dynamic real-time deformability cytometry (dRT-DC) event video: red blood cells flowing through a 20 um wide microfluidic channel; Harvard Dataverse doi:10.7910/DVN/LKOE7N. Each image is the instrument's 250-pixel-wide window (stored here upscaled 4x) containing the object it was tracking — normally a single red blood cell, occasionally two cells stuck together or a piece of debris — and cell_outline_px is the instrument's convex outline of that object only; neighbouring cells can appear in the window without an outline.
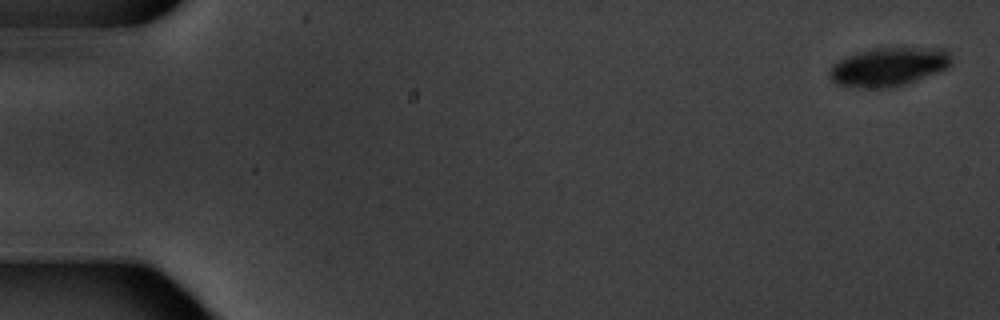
{"species": "common noctule bat (a hibernating species)", "species_latin": "Nyctalus noctula", "temperature_condition": "warm", "stored_images_in_passage": 6, "camera_frame_rate_fps": 3000, "um_per_image_px": 0.085, "animal": {"sex": "male", "body_mass_g": 20.1, "forearm_length_mm": 53.5}, "frame": {"image": 1, "passage_image": 1, "time_ms": 0.0, "image_size_px": [1000, 320], "cell_outline_px": [[952, 64], [936, 72], [908, 84], [892, 88], [852, 88], [836, 84], [828, 76], [828, 72], [832, 64], [856, 52], [872, 48], [940, 48], [948, 52], [952, 60]], "centroid_in_image_um": [75.48, 5.7], "position_along_channel_um": 9.5, "area_um2": 27.69}}
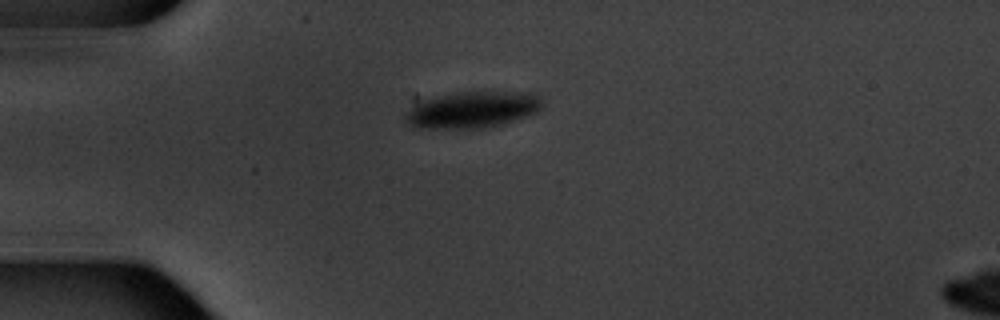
{"frame": {"image": 2, "passage_image": 5, "time_ms": 4.667, "image_size_px": [1000, 320], "cell_outline_px": [[540, 108], [536, 112], [528, 116], [504, 124], [488, 128], [416, 128], [404, 120], [404, 116], [416, 100], [460, 92], [536, 92], [540, 96]], "centroid_in_image_um": [40.14, 9.33], "position_along_channel_um": 44.9, "area_um2": 29.36}}